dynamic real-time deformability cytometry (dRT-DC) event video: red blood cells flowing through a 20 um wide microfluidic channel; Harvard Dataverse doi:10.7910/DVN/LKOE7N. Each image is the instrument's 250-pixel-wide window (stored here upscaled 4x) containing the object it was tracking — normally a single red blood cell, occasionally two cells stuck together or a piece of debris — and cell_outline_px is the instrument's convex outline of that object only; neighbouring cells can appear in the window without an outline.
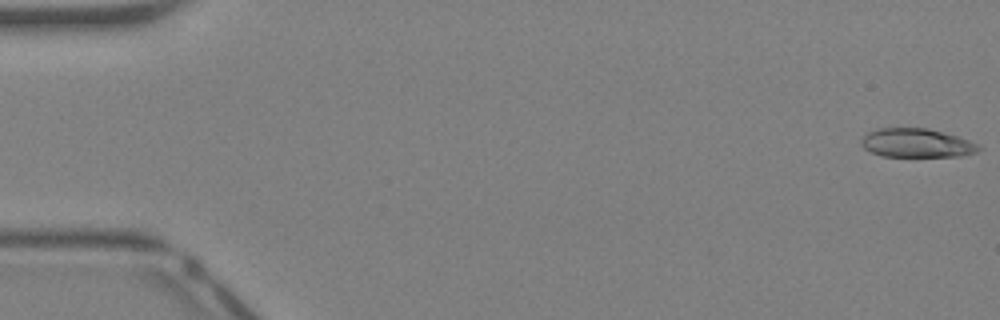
{"species": "Egyptian fruit bat (a non-hibernating species)", "species_latin": "Rousettus aegyptiacus", "temperature_condition": "warm", "stored_images_in_passage": 42, "camera_frame_rate_fps": 3000, "um_per_image_px": 0.085, "animal": {"sex": "female"}, "frame": {"image": 1, "passage_image": 1, "time_ms": 0.0, "image_size_px": [1000, 320], "cell_outline_px": [[980, 148], [976, 152], [960, 156], [884, 156], [872, 152], [864, 148], [860, 144], [860, 140], [868, 132], [880, 128], [928, 128], [956, 136], [968, 140], [976, 144]], "centroid_in_image_um": [77.87, 12.15], "position_along_channel_um": 7.1, "area_um2": 19.42}}
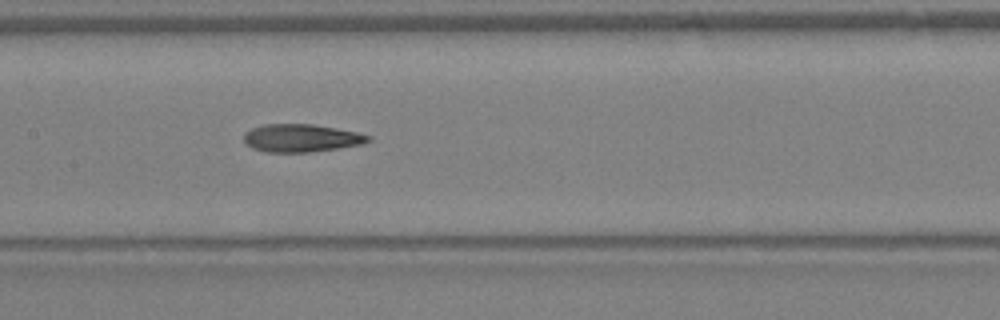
{"frame": {"image": 2, "passage_image": 21, "time_ms": 6.667, "image_size_px": [1000, 320], "cell_outline_px": [[372, 140], [360, 144], [336, 148], [308, 152], [268, 152], [252, 148], [244, 140], [244, 132], [252, 128], [264, 124], [312, 124], [356, 132], [372, 136]], "centroid_in_image_um": [25.59, 11.73], "position_along_channel_um": 181.8, "area_um2": 19.94}}
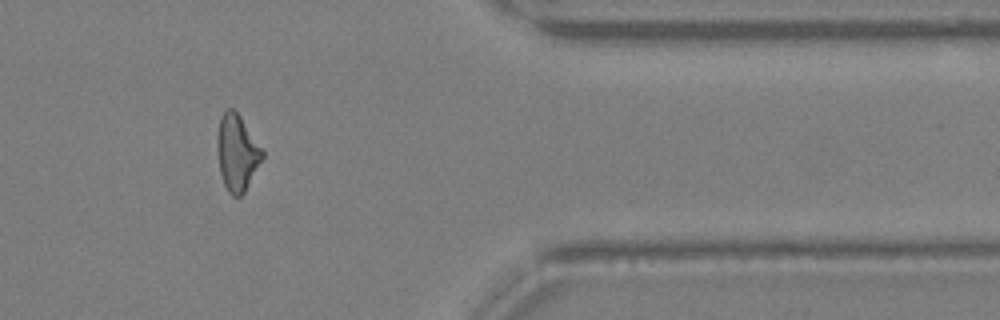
{"frame": {"image": 3, "passage_image": 35, "time_ms": 11.333, "image_size_px": [1000, 320], "cell_outline_px": [[264, 156], [244, 192], [240, 196], [232, 196], [228, 192], [224, 184], [220, 172], [216, 140], [220, 116], [228, 108], [232, 108], [240, 116], [264, 152]], "centroid_in_image_um": [20.13, 12.97], "position_along_channel_um": 391.3, "area_um2": 19.77}, "authors_computed_cell_mechanics": {"area_um2": 20.3456, "velocity_mm_per_s": 4.9706, "shape_relaxation_time_tau1_ms": 10.2627, "shape_relaxation_time_tau2_ms": 4.0041, "deformation_change_tau1": 0.2838, "deformation_change_tau2": 0.1635}}